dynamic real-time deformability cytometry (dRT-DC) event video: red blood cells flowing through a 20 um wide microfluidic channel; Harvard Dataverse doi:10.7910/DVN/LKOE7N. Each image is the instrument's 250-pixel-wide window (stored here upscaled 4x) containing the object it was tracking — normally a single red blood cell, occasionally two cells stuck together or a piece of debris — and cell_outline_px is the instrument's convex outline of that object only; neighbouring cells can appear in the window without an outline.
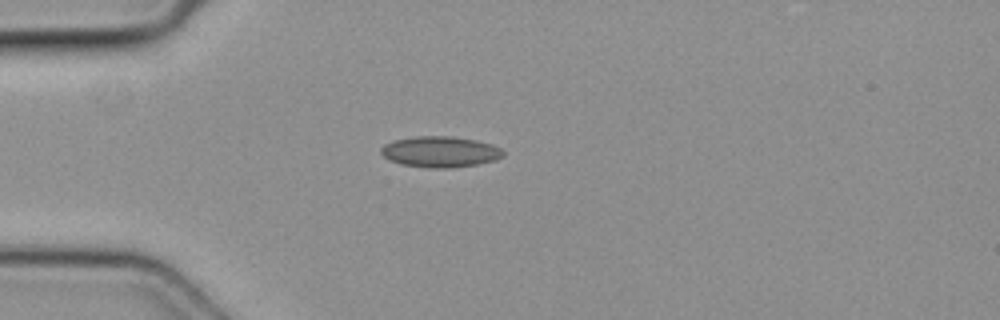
{"species": "common noctule bat (a hibernating species)", "species_latin": "Nyctalus noctula", "temperature_condition": "cold", "stored_images_in_passage": 1, "camera_frame_rate_fps": 3000, "um_per_image_px": 0.085, "animal": {"sex": "female", "body_mass_g": 19.3, "forearm_length_mm": 54.1}, "frame": {"image": 1, "passage_image": 1, "time_ms": 0.0, "image_size_px": [1000, 320], "cell_outline_px": [[504, 156], [496, 160], [476, 164], [448, 168], [428, 168], [400, 164], [384, 156], [380, 152], [380, 148], [384, 144], [396, 140], [416, 136], [452, 136], [476, 140], [492, 144], [500, 148], [504, 152]], "centroid_in_image_um": [37.43, 12.9], "position_along_channel_um": 47.6, "area_um2": 21.96}}